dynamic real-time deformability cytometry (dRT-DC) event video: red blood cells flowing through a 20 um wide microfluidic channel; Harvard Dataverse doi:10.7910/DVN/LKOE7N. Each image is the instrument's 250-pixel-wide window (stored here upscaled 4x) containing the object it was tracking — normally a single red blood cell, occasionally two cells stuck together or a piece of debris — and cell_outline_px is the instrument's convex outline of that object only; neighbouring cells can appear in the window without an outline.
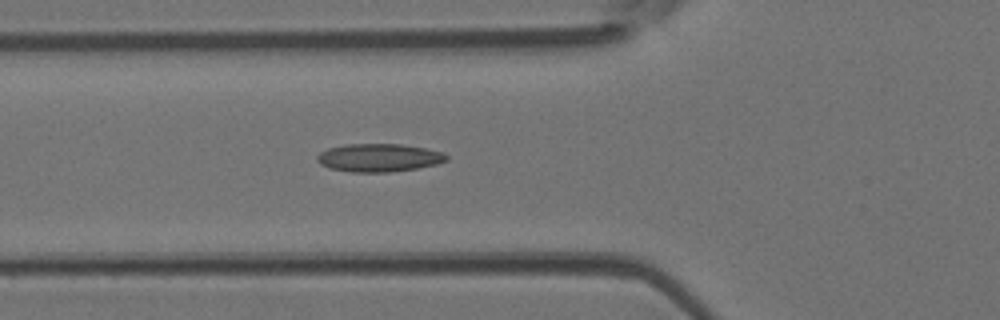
{"species": "Egyptian fruit bat (a non-hibernating species)", "species_latin": "Rousettus aegyptiacus", "temperature_condition": "room temperature", "stored_images_in_passage": 37, "camera_frame_rate_fps": 3000, "um_per_image_px": 0.085, "animal": {"sex": "female"}, "frame": {"image": 1, "passage_image": 9, "time_ms": 2.667, "image_size_px": [1000, 320], "cell_outline_px": [[448, 160], [436, 164], [416, 168], [388, 172], [352, 172], [328, 168], [320, 164], [316, 160], [316, 156], [320, 152], [328, 148], [348, 144], [400, 144], [424, 148], [444, 152], [448, 156]], "centroid_in_image_um": [32.19, 13.4], "position_along_channel_um": 93.6, "area_um2": 21.15}}
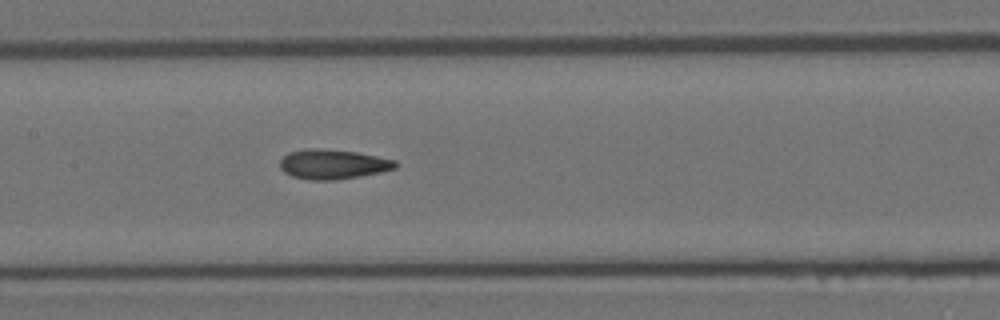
{"frame": {"image": 2, "passage_image": 15, "time_ms": 4.667, "image_size_px": [1000, 320], "cell_outline_px": [[396, 168], [380, 172], [360, 176], [332, 180], [308, 180], [292, 176], [284, 172], [280, 168], [280, 160], [288, 152], [316, 148], [356, 152], [396, 160]], "centroid_in_image_um": [28.28, 13.97], "position_along_channel_um": 179.1, "area_um2": 19.77}}
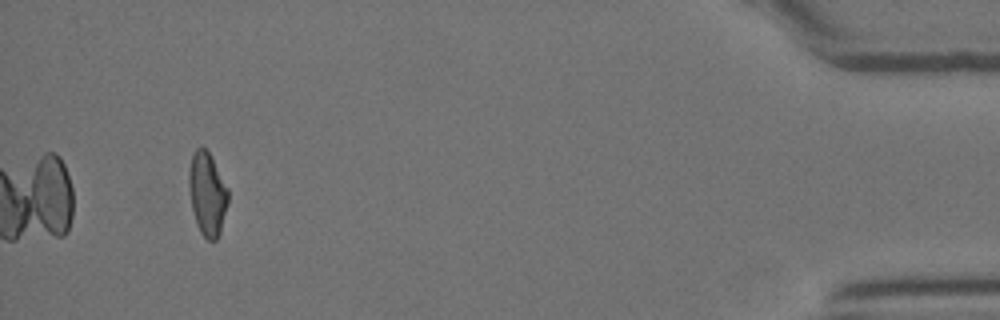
{"frame": {"image": 3, "passage_image": 37, "time_ms": 12.0, "image_size_px": [1000, 320], "cell_outline_px": [[228, 204], [220, 232], [216, 240], [208, 240], [200, 232], [192, 208], [188, 188], [188, 172], [192, 152], [196, 148], [204, 148], [208, 152], [228, 188]], "centroid_in_image_um": [17.61, 16.47], "position_along_channel_um": 417.6, "area_um2": 18.9}, "authors_computed_cell_mechanics": {"area_um2": 19.652, "velocity_mm_per_s": 4.2329, "shape_relaxation_time_tau1_ms": 8.796, "shape_relaxation_time_tau2_ms": 2.2754, "deformation_change_tau1": 0.2558, "deformation_change_tau2": 0.1059}}